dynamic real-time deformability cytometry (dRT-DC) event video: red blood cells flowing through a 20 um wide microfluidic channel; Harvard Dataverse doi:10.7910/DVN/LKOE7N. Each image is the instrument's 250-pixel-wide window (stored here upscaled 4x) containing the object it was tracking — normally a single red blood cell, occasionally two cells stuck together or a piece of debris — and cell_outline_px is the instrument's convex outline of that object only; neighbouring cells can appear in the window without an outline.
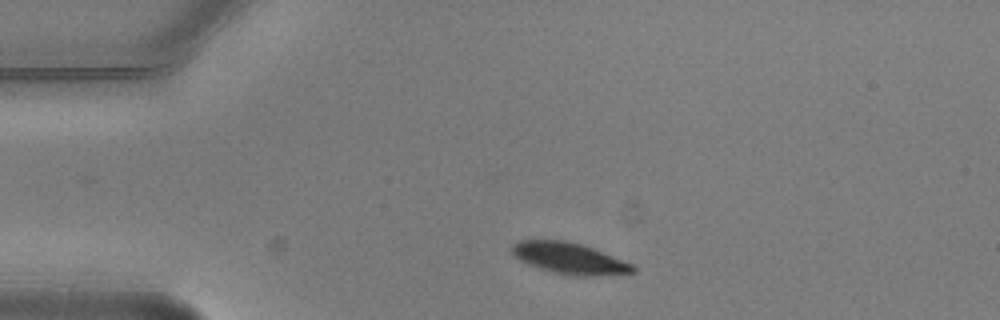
{"species": "common noctule bat (a hibernating species)", "species_latin": "Nyctalus noctula", "temperature_condition": "warm", "stored_images_in_passage": 2, "camera_frame_rate_fps": 3000, "um_per_image_px": 0.085, "animal": {"sex": "male", "body_mass_g": 20.5, "forearm_length_mm": 52.5}, "frame": {"image": 1, "passage_image": 1, "time_ms": 0.0, "image_size_px": [1000, 320], "cell_outline_px": [[636, 272], [588, 276], [580, 276], [552, 272], [540, 268], [520, 260], [512, 252], [512, 244], [520, 240], [564, 240], [580, 244], [592, 248], [632, 264], [636, 268]], "centroid_in_image_um": [48.39, 21.95], "position_along_channel_um": 36.6, "area_um2": 21.5}}